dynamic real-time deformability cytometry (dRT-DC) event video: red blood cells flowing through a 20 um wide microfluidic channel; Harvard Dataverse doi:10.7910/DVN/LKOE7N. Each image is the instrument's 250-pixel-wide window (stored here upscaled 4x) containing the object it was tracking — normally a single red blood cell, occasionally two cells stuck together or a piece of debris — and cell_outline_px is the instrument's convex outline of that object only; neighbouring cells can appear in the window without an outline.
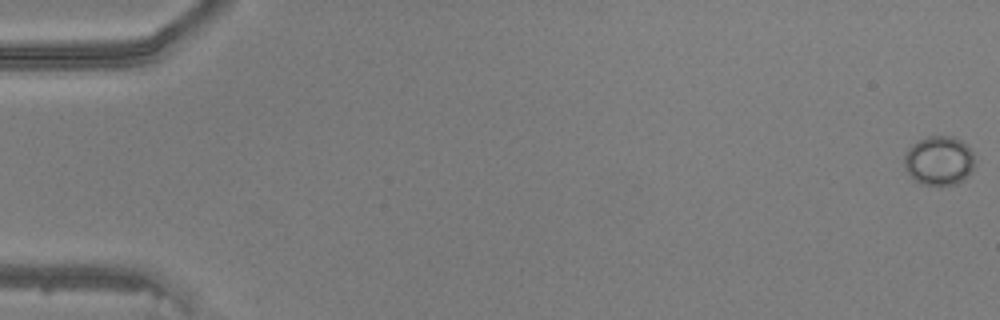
{"species": "common noctule bat (a hibernating species)", "species_latin": "Nyctalus noctula", "temperature_condition": "warm", "stored_images_in_passage": 16, "camera_frame_rate_fps": 3000, "um_per_image_px": 0.085, "animal": {"sex": "male", "body_mass_g": 20.5, "forearm_length_mm": 52.5}, "frame": {"image": 1, "passage_image": 1, "time_ms": 0.0, "image_size_px": [1000, 320], "cell_outline_px": [[972, 172], [964, 180], [956, 184], [940, 188], [920, 184], [904, 168], [904, 156], [908, 148], [912, 144], [928, 136], [952, 136], [960, 140], [972, 152]], "centroid_in_image_um": [79.79, 13.71], "position_along_channel_um": 5.2, "area_um2": 20.4}}
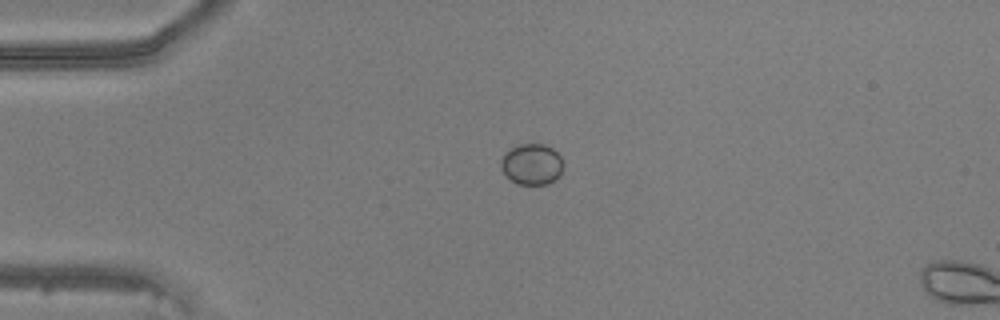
{"frame": {"image": 2, "passage_image": 13, "time_ms": 4.0, "image_size_px": [1000, 320], "cell_outline_px": [[564, 164], [560, 176], [548, 184], [516, 184], [500, 168], [500, 160], [512, 148], [520, 144], [544, 144], [552, 148], [560, 156]], "centroid_in_image_um": [45.23, 13.97], "position_along_channel_um": 39.8, "area_um2": 14.8}}